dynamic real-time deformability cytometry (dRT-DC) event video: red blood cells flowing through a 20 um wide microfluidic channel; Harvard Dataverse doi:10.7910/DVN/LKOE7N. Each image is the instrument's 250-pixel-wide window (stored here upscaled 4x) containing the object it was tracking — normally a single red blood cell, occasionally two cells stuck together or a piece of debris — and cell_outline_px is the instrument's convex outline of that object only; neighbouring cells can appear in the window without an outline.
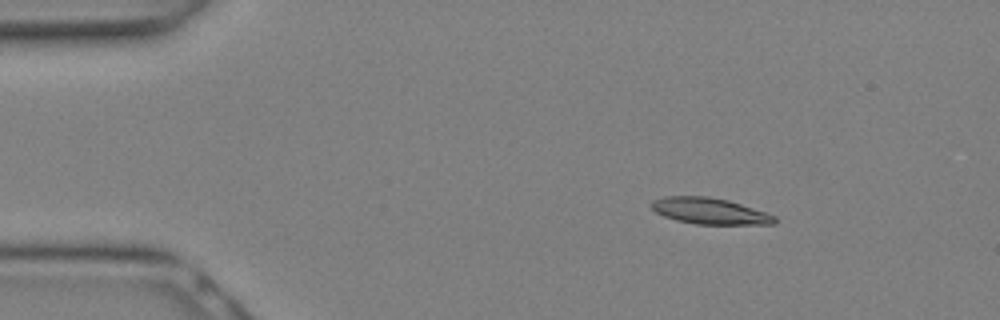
{"species": "Egyptian fruit bat (a non-hibernating species)", "species_latin": "Rousettus aegyptiacus", "temperature_condition": "warm", "stored_images_in_passage": 10, "camera_frame_rate_fps": 3000, "um_per_image_px": 0.085, "animal": {"sex": "female"}, "frame": {"image": 1, "passage_image": 4, "time_ms": 1.0, "image_size_px": [1000, 320], "cell_outline_px": [[776, 224], [696, 224], [676, 220], [664, 216], [656, 212], [652, 208], [652, 200], [664, 196], [708, 196], [728, 200], [776, 216]], "centroid_in_image_um": [60.31, 17.93], "position_along_channel_um": 24.7, "area_um2": 18.67}}
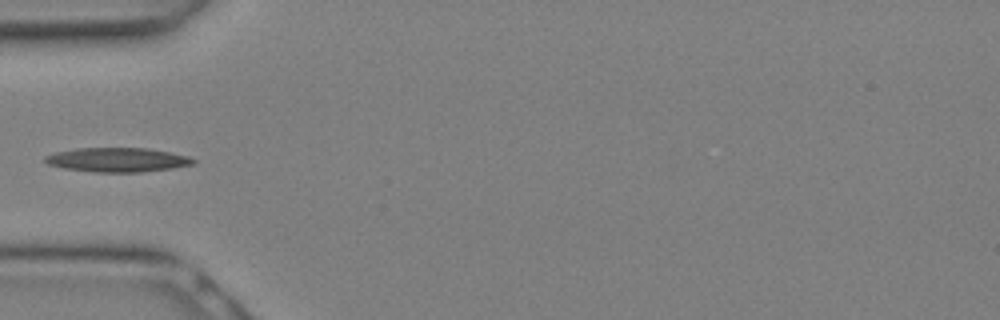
{"frame": {"image": 2, "passage_image": 9, "time_ms": 2.667, "image_size_px": [1000, 320], "cell_outline_px": [[196, 164], [172, 168], [140, 172], [92, 172], [64, 168], [48, 164], [44, 160], [44, 156], [56, 152], [76, 148], [148, 148], [188, 156], [196, 160]], "centroid_in_image_um": [9.98, 13.58], "position_along_channel_um": 75.0, "area_um2": 20.92}}